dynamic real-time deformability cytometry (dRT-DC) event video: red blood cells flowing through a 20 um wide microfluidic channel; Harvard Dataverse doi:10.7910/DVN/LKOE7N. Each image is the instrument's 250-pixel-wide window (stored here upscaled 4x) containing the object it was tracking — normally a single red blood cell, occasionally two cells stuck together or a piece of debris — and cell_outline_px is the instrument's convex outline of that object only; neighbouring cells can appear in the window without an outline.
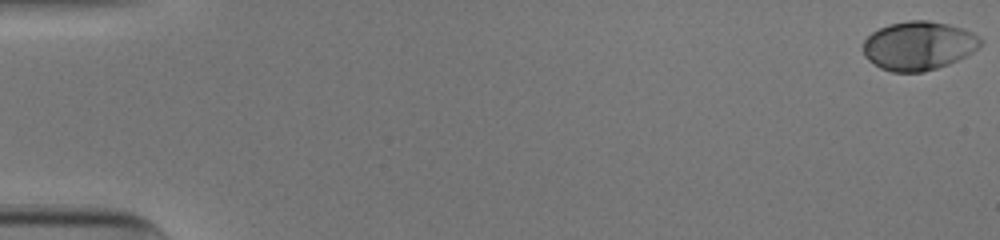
{"species": "human", "species_latin": "Homo sapiens", "temperature_condition": "cold", "stored_images_in_passage": 46, "camera_frame_rate_fps": 3000, "um_per_image_px": 0.085, "donor": {"sex": "male"}, "frame": {"image": 1, "passage_image": 1, "time_ms": 0.0, "image_size_px": [1000, 240], "cell_outline_px": [[984, 40], [972, 52], [948, 64], [924, 72], [892, 72], [880, 68], [868, 60], [864, 56], [864, 40], [872, 32], [888, 24], [908, 20], [928, 20], [948, 24], [964, 28], [980, 36]], "centroid_in_image_um": [78.07, 3.87], "position_along_channel_um": 6.9, "area_um2": 33.41}}
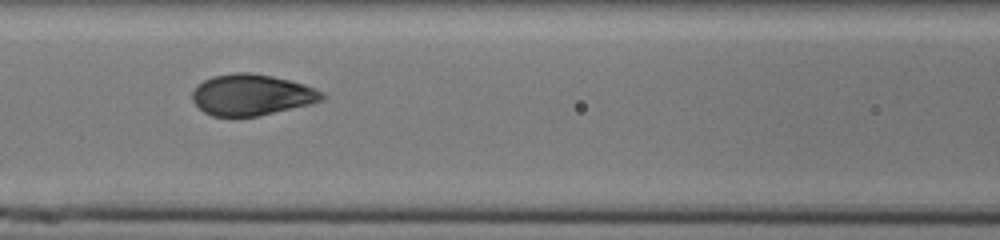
{"frame": {"image": 2, "passage_image": 25, "time_ms": 8.0, "image_size_px": [1000, 240], "cell_outline_px": [[328, 96], [324, 100], [312, 104], [260, 116], [212, 116], [204, 112], [192, 100], [192, 92], [196, 84], [212, 76], [236, 72], [248, 72], [272, 76], [304, 84], [324, 92]], "centroid_in_image_um": [21.42, 8.06], "position_along_channel_um": 145.2, "area_um2": 31.39}}
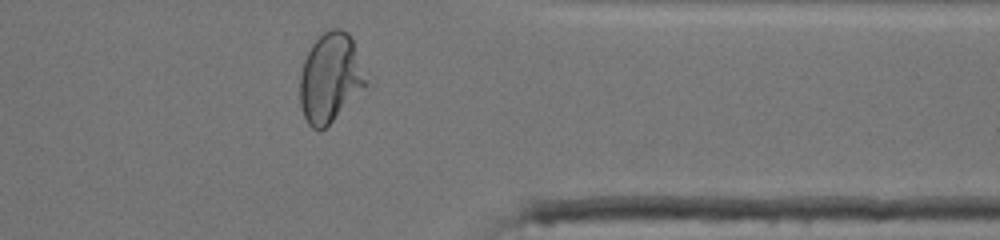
{"frame": {"image": 3, "passage_image": 44, "time_ms": 14.333, "image_size_px": [1000, 240], "cell_outline_px": [[368, 84], [320, 132], [312, 128], [308, 124], [304, 116], [300, 104], [300, 72], [304, 60], [312, 44], [328, 28], [340, 28], [348, 32], [352, 40]], "centroid_in_image_um": [28.04, 6.61], "position_along_channel_um": 383.4, "area_um2": 33.81}, "authors_computed_cell_mechanics": {"area_um2": 32.1657, "velocity_mm_per_s": 3.8931, "shape_relaxation_time_tau1_ms": 3.217, "shape_relaxation_time_tau2_ms": null, "deformation_change_tau1": 0.1739, "deformation_change_tau2": null}}